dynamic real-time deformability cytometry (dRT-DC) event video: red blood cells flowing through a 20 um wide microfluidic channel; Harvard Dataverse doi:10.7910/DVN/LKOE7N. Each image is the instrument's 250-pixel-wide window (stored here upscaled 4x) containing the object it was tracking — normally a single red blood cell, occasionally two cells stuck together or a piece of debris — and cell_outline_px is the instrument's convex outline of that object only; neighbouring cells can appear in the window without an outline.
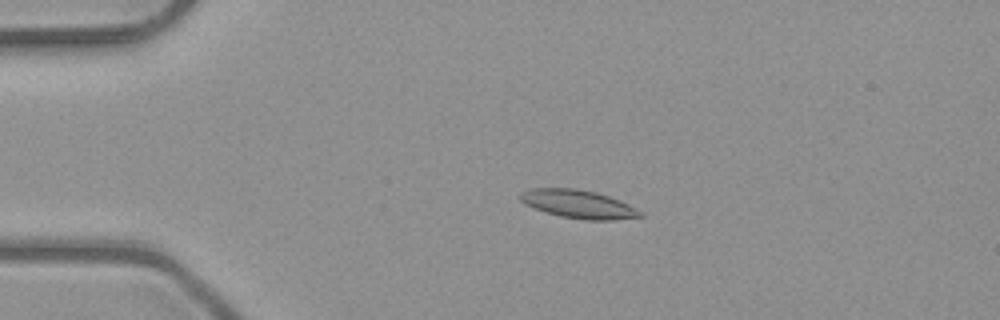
{"species": "common noctule bat (a hibernating species)", "species_latin": "Nyctalus noctula", "temperature_condition": "room temperature", "stored_images_in_passage": 5, "camera_frame_rate_fps": 3000, "um_per_image_px": 0.085, "animal": {"sex": "male", "body_mass_g": 23.1, "forearm_length_mm": 52.7}, "frame": {"image": 1, "passage_image": 4, "time_ms": 1.0, "image_size_px": [1000, 320], "cell_outline_px": [[644, 216], [612, 220], [588, 220], [560, 216], [524, 204], [520, 200], [520, 192], [532, 188], [576, 188], [596, 192], [620, 200], [644, 212]], "centroid_in_image_um": [49.19, 17.34], "position_along_channel_um": 35.8, "area_um2": 19.71}}